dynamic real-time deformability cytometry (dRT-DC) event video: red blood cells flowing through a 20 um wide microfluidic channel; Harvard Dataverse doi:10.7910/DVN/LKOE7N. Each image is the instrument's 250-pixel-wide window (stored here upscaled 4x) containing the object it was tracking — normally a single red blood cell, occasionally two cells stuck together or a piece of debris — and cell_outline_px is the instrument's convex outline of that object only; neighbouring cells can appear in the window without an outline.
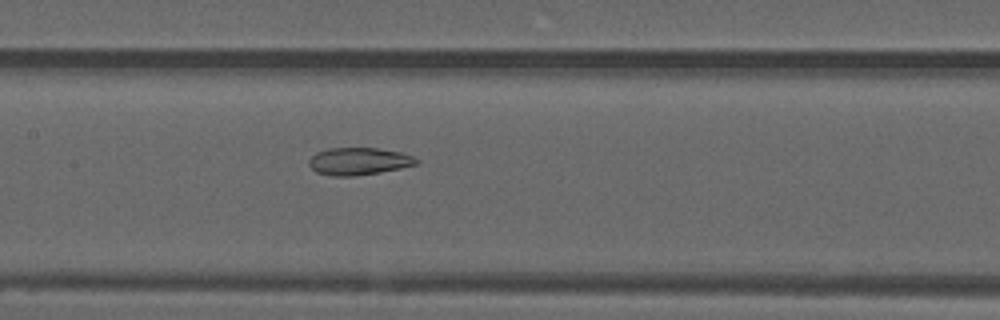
{"species": "common noctule bat (a hibernating species)", "species_latin": "Nyctalus noctula", "temperature_condition": "warm", "stored_images_in_passage": 54, "camera_frame_rate_fps": 3000, "um_per_image_px": 0.085, "animal": {"sex": "male", "forearm_length_mm": 52.5}, "frame": {"image": 1, "passage_image": 26, "time_ms": 8.333, "image_size_px": [1000, 320], "cell_outline_px": [[420, 160], [416, 164], [400, 168], [380, 172], [352, 176], [332, 176], [316, 172], [308, 164], [308, 160], [316, 152], [328, 148], [376, 148], [400, 152], [412, 156]], "centroid_in_image_um": [30.46, 13.7], "position_along_channel_um": 176.9, "area_um2": 17.05}}
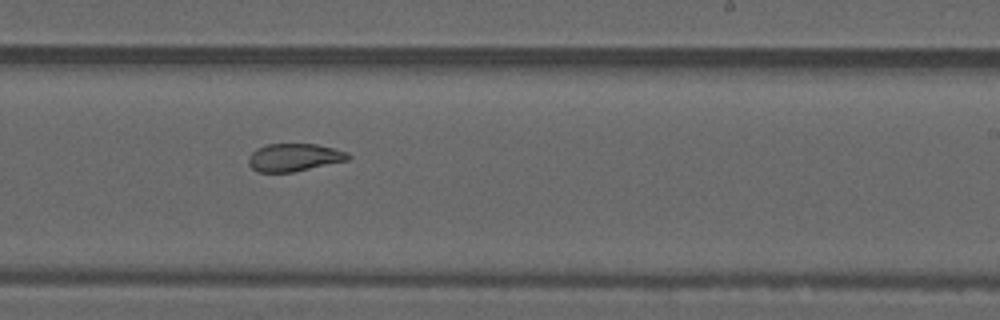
{"frame": {"image": 2, "passage_image": 33, "time_ms": 10.667, "image_size_px": [1000, 320], "cell_outline_px": [[352, 156], [348, 160], [292, 172], [256, 172], [248, 164], [248, 156], [256, 148], [268, 144], [316, 144], [348, 152]], "centroid_in_image_um": [24.97, 13.38], "position_along_channel_um": 264.0, "area_um2": 16.13}}
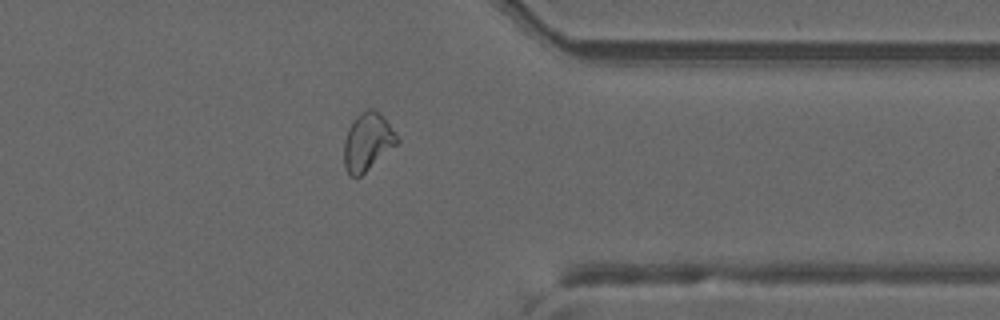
{"frame": {"image": 3, "passage_image": 43, "time_ms": 14.0, "image_size_px": [1000, 320], "cell_outline_px": [[400, 140], [396, 144], [360, 176], [348, 176], [344, 168], [344, 140], [348, 128], [356, 116], [364, 108], [372, 108], [384, 116]], "centroid_in_image_um": [31.21, 12.02], "position_along_channel_um": 380.2, "area_um2": 17.8}, "authors_computed_cell_mechanics": {"area_um2": 20.1722, "velocity_mm_per_s": 3.766, "shape_relaxation_time_tau1_ms": null, "shape_relaxation_time_tau2_ms": 1.6243, "deformation_change_tau1": null, "deformation_change_tau2": 0.0772}}